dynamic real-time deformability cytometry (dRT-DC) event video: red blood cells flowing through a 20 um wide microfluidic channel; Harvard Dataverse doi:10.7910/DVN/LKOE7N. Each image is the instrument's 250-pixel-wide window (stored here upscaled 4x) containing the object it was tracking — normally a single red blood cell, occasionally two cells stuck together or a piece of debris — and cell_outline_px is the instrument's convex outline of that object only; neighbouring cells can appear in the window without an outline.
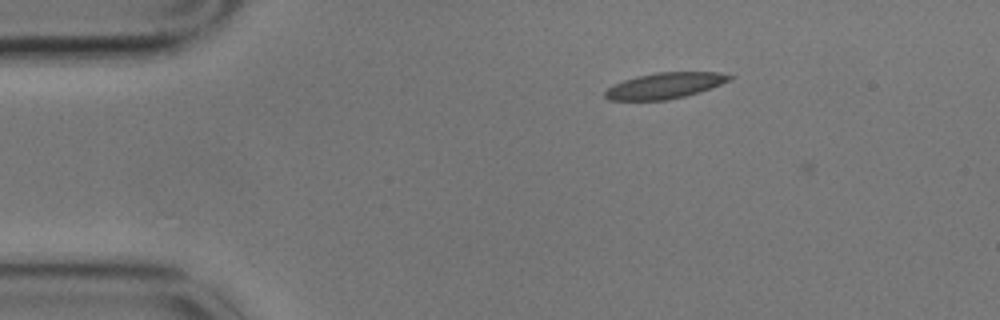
{"species": "common noctule bat (a hibernating species)", "species_latin": "Nyctalus noctula", "temperature_condition": "cold", "stored_images_in_passage": 12, "camera_frame_rate_fps": 3000, "um_per_image_px": 0.085, "animal": {"sex": "male", "body_mass_g": 17.9}, "frame": {"image": 1, "passage_image": 8, "time_ms": 2.333, "image_size_px": [1000, 320], "cell_outline_px": [[736, 76], [732, 80], [700, 92], [668, 100], [608, 100], [604, 96], [604, 92], [608, 88], [624, 80], [636, 76], [656, 72], [716, 72]], "centroid_in_image_um": [56.54, 7.27], "position_along_channel_um": 28.5, "area_um2": 18.84}}